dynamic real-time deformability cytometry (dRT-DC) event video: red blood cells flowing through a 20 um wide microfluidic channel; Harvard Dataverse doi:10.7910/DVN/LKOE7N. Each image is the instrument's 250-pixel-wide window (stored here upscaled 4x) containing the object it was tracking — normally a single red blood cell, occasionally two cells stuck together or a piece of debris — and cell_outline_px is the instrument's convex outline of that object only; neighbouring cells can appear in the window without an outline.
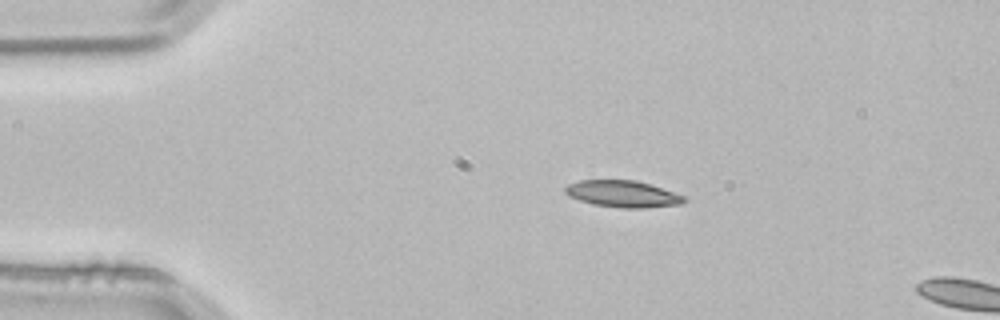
{"species": "common noctule bat (a hibernating species)", "species_latin": "Nyctalus noctula", "temperature_condition": "room temperature", "stored_images_in_passage": 3, "camera_frame_rate_fps": 3000, "um_per_image_px": 0.085, "animal": {"sex": "male", "body_mass_g": 21.5, "forearm_length_mm": 52.0}, "frame": {"image": 1, "passage_image": 1, "time_ms": 0.0, "image_size_px": [1000, 320], "cell_outline_px": [[684, 200], [680, 204], [644, 208], [620, 208], [592, 204], [568, 196], [564, 192], [564, 188], [568, 184], [580, 180], [636, 180], [684, 196]], "centroid_in_image_um": [52.86, 16.48], "position_along_channel_um": 32.1, "area_um2": 18.26}}